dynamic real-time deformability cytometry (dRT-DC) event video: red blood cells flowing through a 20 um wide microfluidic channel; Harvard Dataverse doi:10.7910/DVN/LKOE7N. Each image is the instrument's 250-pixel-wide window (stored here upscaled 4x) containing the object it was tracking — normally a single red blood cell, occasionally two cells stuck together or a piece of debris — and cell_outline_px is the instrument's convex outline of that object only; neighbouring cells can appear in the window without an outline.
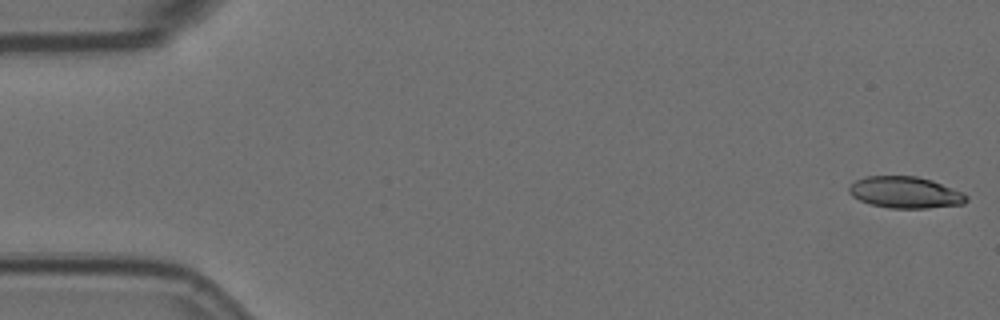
{"species": "Egyptian fruit bat (a non-hibernating species)", "species_latin": "Rousettus aegyptiacus", "temperature_condition": "room temperature", "stored_images_in_passage": 56, "camera_frame_rate_fps": 3000, "um_per_image_px": 0.085, "animal": {"sex": "female"}, "frame": {"image": 1, "passage_image": 1, "time_ms": 0.0, "image_size_px": [1000, 320], "cell_outline_px": [[968, 200], [964, 204], [928, 208], [888, 208], [872, 204], [860, 200], [852, 196], [848, 192], [848, 188], [856, 180], [864, 176], [916, 176], [932, 180], [964, 192], [968, 196]], "centroid_in_image_um": [76.97, 16.35], "position_along_channel_um": 8.0, "area_um2": 21.68}}
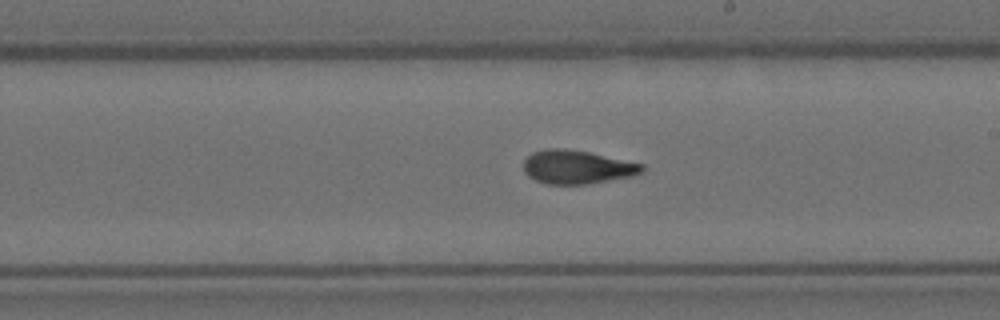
{"frame": {"image": 2, "passage_image": 32, "time_ms": 10.333, "image_size_px": [1000, 320], "cell_outline_px": [[644, 172], [632, 176], [588, 184], [548, 184], [536, 180], [528, 176], [524, 172], [524, 160], [532, 152], [548, 148], [564, 148], [588, 152], [644, 164]], "centroid_in_image_um": [49.05, 14.2], "position_along_channel_um": 239.9, "area_um2": 23.18}}
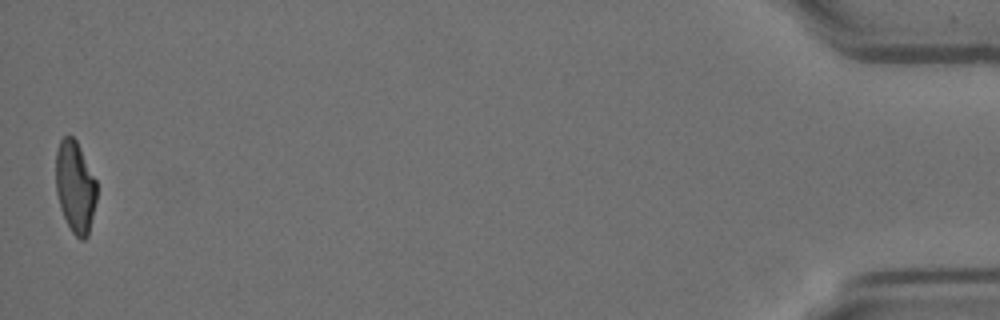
{"frame": {"image": 3, "passage_image": 56, "time_ms": 18.333, "image_size_px": [1000, 320], "cell_outline_px": [[96, 200], [88, 236], [84, 240], [80, 240], [72, 232], [60, 208], [56, 192], [56, 152], [60, 140], [64, 136], [72, 136], [76, 140], [96, 180]], "centroid_in_image_um": [6.38, 15.89], "position_along_channel_um": 428.8, "area_um2": 21.73}, "authors_computed_cell_mechanics": {"area_um2": 22.9177, "velocity_mm_per_s": 3.5722, "shape_relaxation_time_tau1_ms": 5.9391, "shape_relaxation_time_tau2_ms": 2.2464, "deformation_change_tau1": 0.2007, "deformation_change_tau2": 0.0865}}